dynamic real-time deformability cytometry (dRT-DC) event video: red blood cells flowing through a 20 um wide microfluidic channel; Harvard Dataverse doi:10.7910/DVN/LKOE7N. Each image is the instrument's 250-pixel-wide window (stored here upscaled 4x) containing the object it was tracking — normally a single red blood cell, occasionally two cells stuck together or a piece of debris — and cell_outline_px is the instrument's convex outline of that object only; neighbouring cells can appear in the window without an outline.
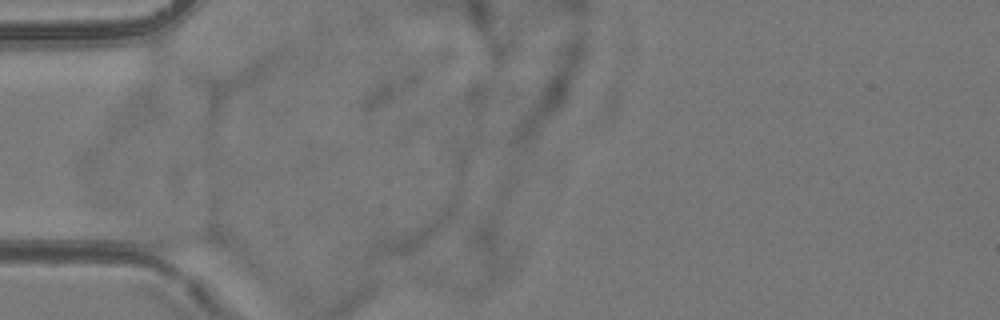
{"species": "common noctule bat (a hibernating species)", "species_latin": "Nyctalus noctula", "temperature_condition": "room temperature", "stored_images_in_passage": 2, "camera_frame_rate_fps": 3000, "um_per_image_px": 0.085, "animal": {"sex": "female", "body_mass_g": 24.6, "forearm_length_mm": 56.2}, "frame": {"image": 1, "passage_image": 1, "time_ms": 0.0, "image_size_px": [1000, 320], "cell_outline_px": [[224, 244], [220, 248], [156, 248], [144, 244], [136, 228], [212, 228], [224, 240]], "centroid_in_image_um": [15.38, 20.22], "position_along_channel_um": 69.6, "area_um2": 11.27}}